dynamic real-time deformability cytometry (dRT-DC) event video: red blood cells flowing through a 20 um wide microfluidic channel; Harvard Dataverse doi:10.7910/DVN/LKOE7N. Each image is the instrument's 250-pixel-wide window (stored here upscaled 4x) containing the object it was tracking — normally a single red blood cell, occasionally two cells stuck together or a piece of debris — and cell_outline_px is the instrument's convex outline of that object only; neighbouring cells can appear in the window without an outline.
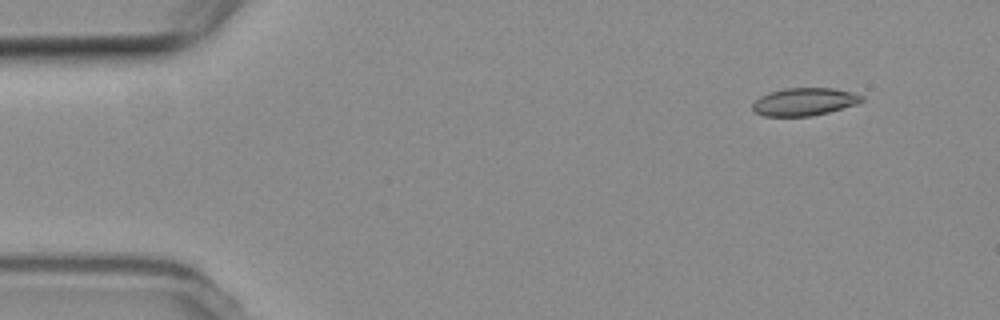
{"species": "common noctule bat (a hibernating species)", "species_latin": "Nyctalus noctula", "temperature_condition": "room temperature", "stored_images_in_passage": 3, "camera_frame_rate_fps": 3000, "um_per_image_px": 0.085, "animal": {"sex": "female", "body_mass_g": 19.3, "forearm_length_mm": 54.1}, "frame": {"image": 1, "passage_image": 1, "time_ms": 0.0, "image_size_px": [1000, 320], "cell_outline_px": [[864, 100], [856, 104], [828, 112], [812, 116], [764, 116], [756, 112], [752, 108], [752, 104], [760, 96], [768, 92], [784, 88], [832, 88], [852, 92], [864, 96]], "centroid_in_image_um": [68.36, 8.64], "position_along_channel_um": 16.6, "area_um2": 17.63}}
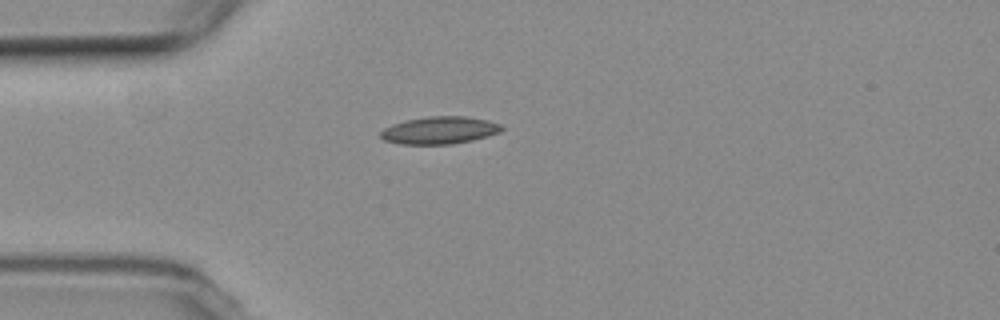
{"frame": {"image": 2, "passage_image": 3, "time_ms": 3.333, "image_size_px": [1000, 320], "cell_outline_px": [[504, 128], [500, 132], [488, 136], [472, 140], [452, 144], [400, 144], [384, 140], [380, 136], [380, 132], [384, 128], [392, 124], [404, 120], [428, 116], [468, 116], [488, 120], [500, 124]], "centroid_in_image_um": [37.36, 11.06], "position_along_channel_um": 47.6, "area_um2": 19.48}}